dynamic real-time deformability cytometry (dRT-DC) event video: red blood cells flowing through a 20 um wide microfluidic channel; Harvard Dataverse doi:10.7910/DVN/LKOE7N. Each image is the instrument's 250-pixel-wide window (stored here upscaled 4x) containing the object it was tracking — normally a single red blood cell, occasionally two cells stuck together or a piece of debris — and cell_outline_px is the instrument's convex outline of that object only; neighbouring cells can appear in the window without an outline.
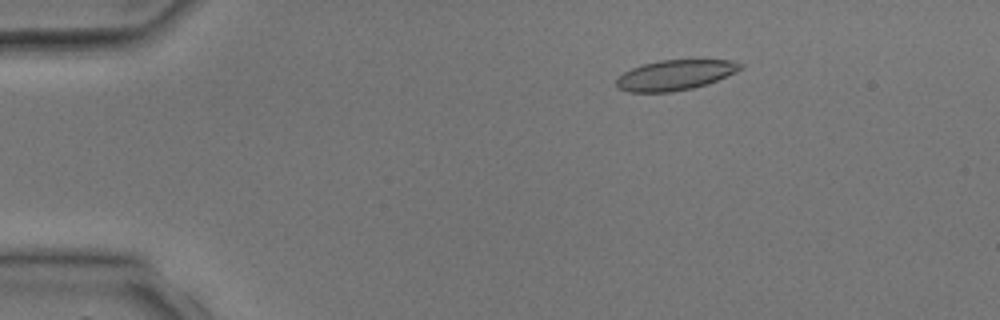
{"species": "common noctule bat (a hibernating species)", "species_latin": "Nyctalus noctula", "temperature_condition": "room temperature", "stored_images_in_passage": 2, "camera_frame_rate_fps": 3000, "um_per_image_px": 0.085, "animal": {"sex": "male", "body_mass_g": 17.9, "forearm_length_mm": 54.2}, "frame": {"image": 1, "passage_image": 1, "time_ms": 0.0, "image_size_px": [1000, 320], "cell_outline_px": [[744, 68], [708, 84], [692, 88], [672, 92], [628, 92], [616, 88], [616, 80], [624, 72], [632, 68], [644, 64], [660, 60], [728, 60], [744, 64]], "centroid_in_image_um": [57.38, 6.39], "position_along_channel_um": 27.6, "area_um2": 21.79}}